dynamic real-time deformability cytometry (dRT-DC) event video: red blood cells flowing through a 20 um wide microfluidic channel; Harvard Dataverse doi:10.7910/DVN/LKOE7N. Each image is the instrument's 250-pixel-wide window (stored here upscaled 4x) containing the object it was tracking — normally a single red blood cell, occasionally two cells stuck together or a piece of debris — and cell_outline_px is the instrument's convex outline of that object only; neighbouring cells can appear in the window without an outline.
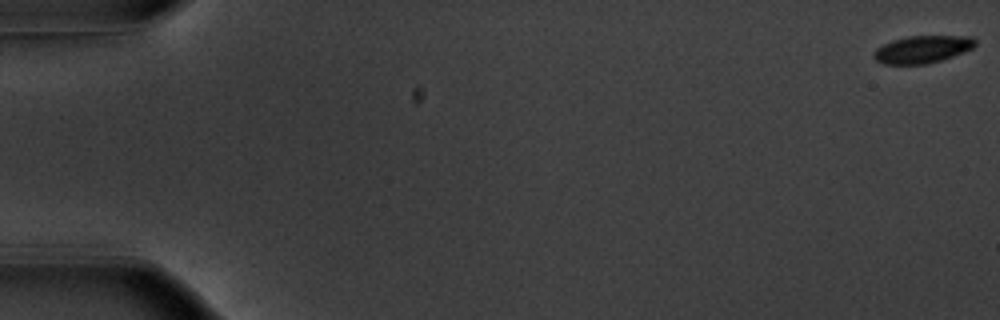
{"species": "common noctule bat (a hibernating species)", "species_latin": "Nyctalus noctula", "temperature_condition": "warm", "stored_images_in_passage": 54, "camera_frame_rate_fps": 3000, "um_per_image_px": 0.085, "animal": {"sex": "male", "body_mass_g": 20.1, "forearm_length_mm": 53.5}, "frame": {"image": 1, "passage_image": 1, "time_ms": 0.0, "image_size_px": [1000, 320], "cell_outline_px": [[976, 44], [972, 48], [952, 56], [928, 64], [884, 64], [876, 60], [872, 56], [876, 48], [892, 40], [908, 36], [972, 36], [976, 40]], "centroid_in_image_um": [78.39, 4.19], "position_along_channel_um": 6.6, "area_um2": 16.13}}
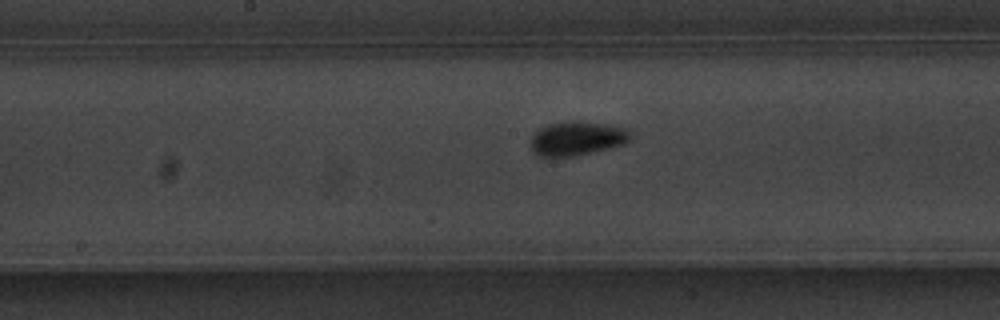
{"frame": {"image": 2, "passage_image": 29, "time_ms": 9.333, "image_size_px": [1000, 320], "cell_outline_px": [[628, 140], [624, 144], [572, 156], [540, 156], [532, 152], [532, 136], [540, 128], [548, 124], [568, 120], [572, 120], [604, 124], [624, 128], [628, 132]], "centroid_in_image_um": [48.98, 11.75], "position_along_channel_um": 199.2, "area_um2": 19.25}}
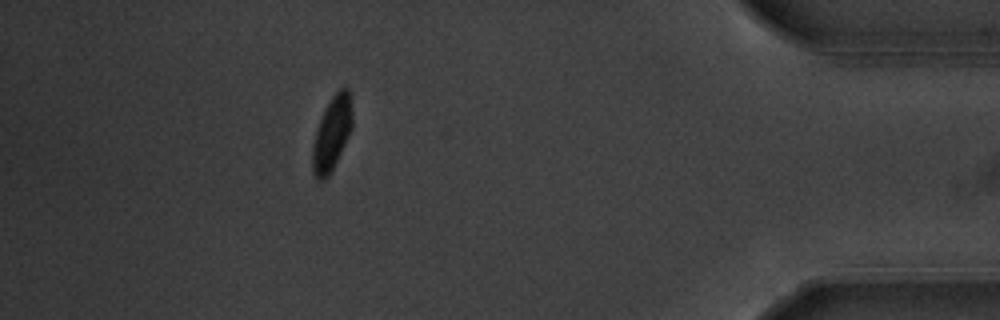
{"frame": {"image": 3, "passage_image": 49, "time_ms": 16.0, "image_size_px": [1000, 320], "cell_outline_px": [[352, 128], [328, 176], [324, 180], [316, 180], [312, 172], [312, 148], [316, 128], [332, 96], [340, 88], [348, 88], [352, 112]], "centroid_in_image_um": [28.19, 11.37], "position_along_channel_um": 407.0, "area_um2": 16.76}, "authors_computed_cell_mechanics": {"area_um2": 16.762, "velocity_mm_per_s": 3.8033, "shape_relaxation_time_tau1_ms": 2.719, "shape_relaxation_time_tau2_ms": null, "deformation_change_tau1": 0.1498, "deformation_change_tau2": null}}